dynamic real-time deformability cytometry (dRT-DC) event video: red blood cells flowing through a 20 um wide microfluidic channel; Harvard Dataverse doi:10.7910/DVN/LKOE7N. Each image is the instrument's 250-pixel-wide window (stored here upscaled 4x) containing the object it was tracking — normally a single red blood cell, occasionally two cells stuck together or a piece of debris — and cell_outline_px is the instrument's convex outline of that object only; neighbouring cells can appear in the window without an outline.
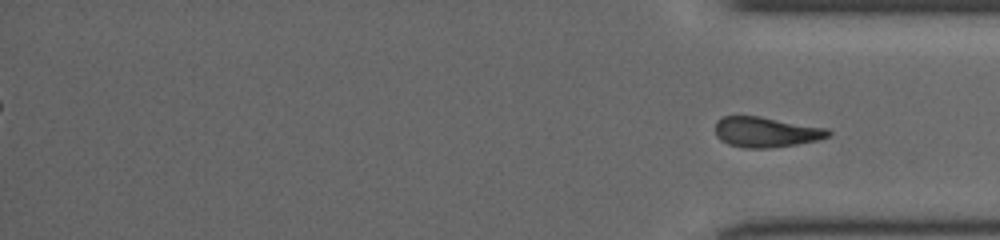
{"species": "common noctule bat (a hibernating species)", "species_latin": "Nyctalus noctula", "temperature_condition": "cold", "stored_images_in_passage": 53, "segment_of_instrument_passage": [2, 2], "camera_frame_rate_fps": 3000, "um_per_image_px": 0.085, "animal": {"sex": "female", "body_mass_g": 19.5, "forearm_length_mm": 54.1}, "frame": {"image": 1, "passage_image": 53, "time_ms": 17.333, "image_size_px": [1000, 240], "cell_outline_px": [[832, 132], [828, 136], [820, 140], [796, 144], [768, 148], [744, 148], [728, 144], [720, 140], [716, 136], [716, 120], [724, 116], [760, 116], [828, 128]], "centroid_in_image_um": [65.12, 11.22], "position_along_channel_um": 370.1, "area_um2": 20.06}}